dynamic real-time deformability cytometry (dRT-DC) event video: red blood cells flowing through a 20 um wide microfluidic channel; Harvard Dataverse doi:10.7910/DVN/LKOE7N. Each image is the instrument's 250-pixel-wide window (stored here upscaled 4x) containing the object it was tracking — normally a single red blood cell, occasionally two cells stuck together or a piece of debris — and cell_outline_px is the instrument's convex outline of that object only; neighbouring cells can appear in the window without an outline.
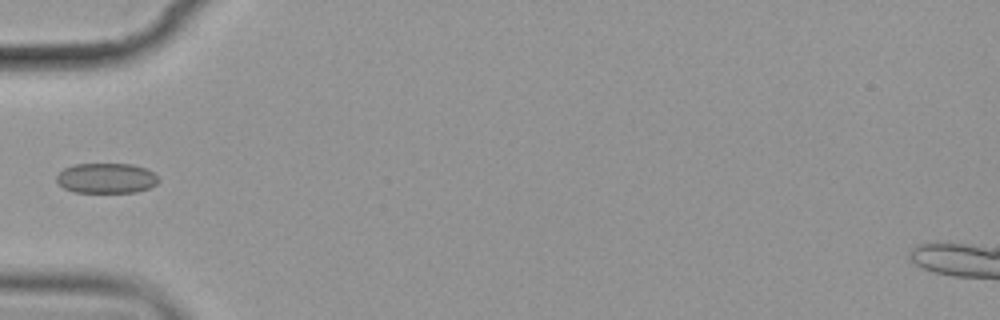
{"species": "common noctule bat (a hibernating species)", "species_latin": "Nyctalus noctula", "temperature_condition": "cold", "stored_images_in_passage": 9, "camera_frame_rate_fps": 3000, "um_per_image_px": 0.085, "animal": {"sex": "female", "body_mass_g": 19.9}, "frame": {"image": 1, "passage_image": 4, "time_ms": 3.667, "image_size_px": [1000, 320], "cell_outline_px": [[160, 180], [156, 184], [148, 188], [136, 192], [76, 192], [64, 188], [56, 180], [56, 176], [64, 168], [76, 164], [132, 164], [144, 168], [152, 172]], "centroid_in_image_um": [9.03, 15.14], "position_along_channel_um": 76.0, "area_um2": 17.74}}
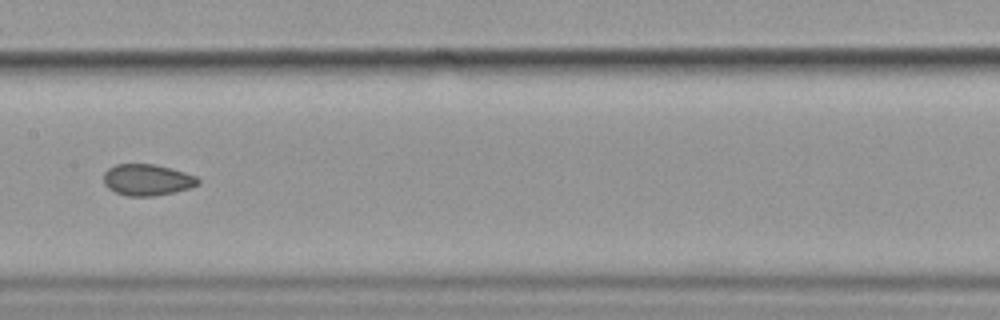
{"frame": {"image": 2, "passage_image": 7, "time_ms": 7.0, "image_size_px": [1000, 320], "cell_outline_px": [[200, 184], [188, 188], [172, 192], [152, 196], [128, 196], [116, 192], [108, 188], [104, 184], [104, 172], [108, 168], [116, 164], [156, 164], [172, 168], [196, 176], [200, 180]], "centroid_in_image_um": [12.5, 15.27], "position_along_channel_um": 194.9, "area_um2": 17.22}}
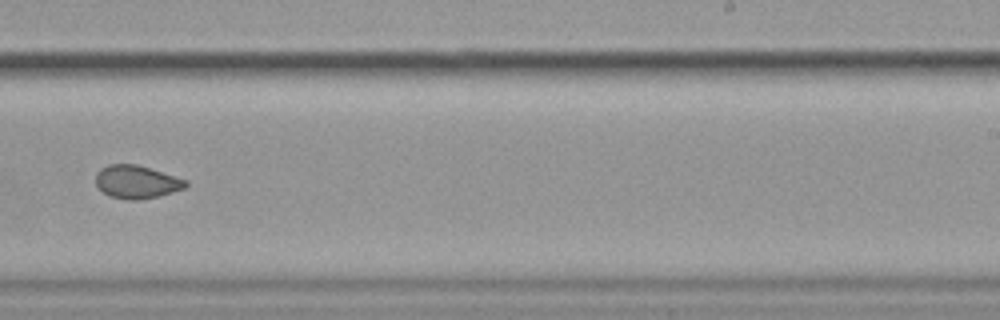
{"frame": {"image": 3, "passage_image": 9, "time_ms": 9.333, "image_size_px": [1000, 320], "cell_outline_px": [[188, 184], [184, 188], [160, 196], [136, 200], [128, 200], [112, 196], [104, 192], [96, 184], [96, 172], [100, 168], [108, 164], [136, 164], [188, 180]], "centroid_in_image_um": [11.61, 15.45], "position_along_channel_um": 277.4, "area_um2": 17.22}}